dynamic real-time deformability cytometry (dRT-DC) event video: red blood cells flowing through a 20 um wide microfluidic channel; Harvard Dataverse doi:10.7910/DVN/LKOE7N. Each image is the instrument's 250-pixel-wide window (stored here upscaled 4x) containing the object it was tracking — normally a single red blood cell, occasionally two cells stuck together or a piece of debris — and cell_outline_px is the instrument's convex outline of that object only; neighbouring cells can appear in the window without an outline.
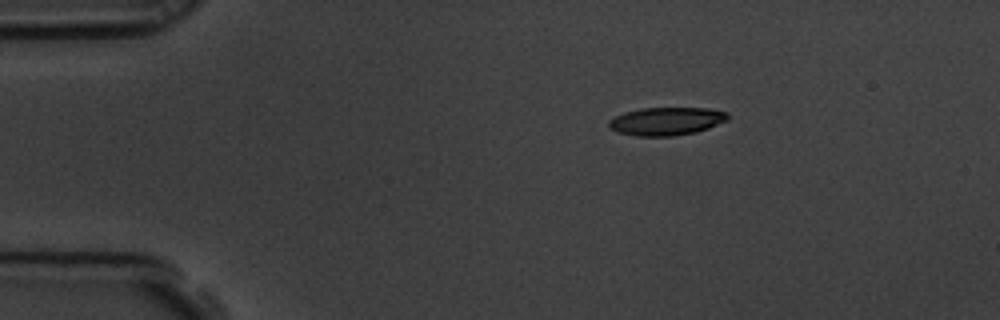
{"species": "common noctule bat (a hibernating species)", "species_latin": "Nyctalus noctula", "temperature_condition": "room temperature", "stored_images_in_passage": 3, "camera_frame_rate_fps": 3000, "um_per_image_px": 0.085, "animal": {"sex": "male", "body_mass_g": 19.5, "forearm_length_mm": 54.6}, "frame": {"image": 1, "passage_image": 1, "time_ms": 0.0, "image_size_px": [1000, 320], "cell_outline_px": [[728, 120], [708, 128], [696, 132], [672, 136], [636, 136], [616, 132], [608, 128], [608, 120], [624, 112], [640, 108], [708, 108], [728, 112]], "centroid_in_image_um": [56.61, 10.3], "position_along_channel_um": 28.4, "area_um2": 19.59}}